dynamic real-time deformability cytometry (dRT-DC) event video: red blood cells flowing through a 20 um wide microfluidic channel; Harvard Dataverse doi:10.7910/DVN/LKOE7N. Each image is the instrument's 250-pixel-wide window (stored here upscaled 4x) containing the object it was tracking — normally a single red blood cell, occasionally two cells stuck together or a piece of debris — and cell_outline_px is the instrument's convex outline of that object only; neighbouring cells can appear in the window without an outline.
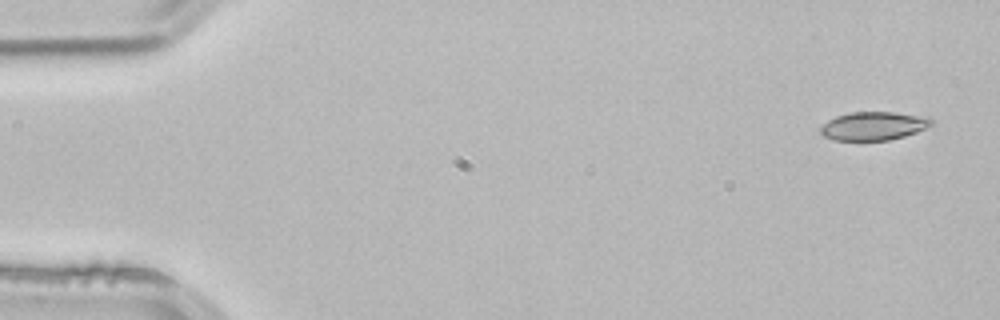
{"species": "common noctule bat (a hibernating species)", "species_latin": "Nyctalus noctula", "temperature_condition": "room temperature", "stored_images_in_passage": 4, "camera_frame_rate_fps": 3000, "um_per_image_px": 0.085, "animal": {"sex": "male", "body_mass_g": 21.5, "forearm_length_mm": 52.0}, "frame": {"image": 1, "passage_image": 1, "time_ms": 0.0, "image_size_px": [1000, 320], "cell_outline_px": [[932, 124], [916, 132], [904, 136], [888, 140], [832, 140], [824, 136], [820, 132], [820, 128], [828, 120], [836, 116], [852, 112], [896, 112], [928, 116], [932, 120]], "centroid_in_image_um": [74.25, 10.7], "position_along_channel_um": 10.7, "area_um2": 18.32}}
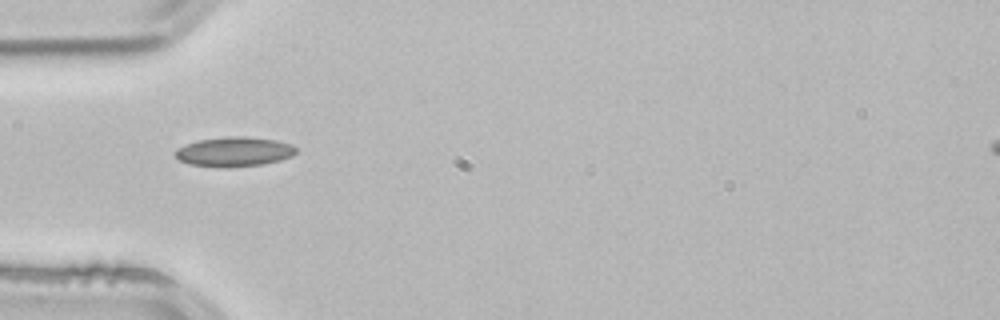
{"frame": {"image": 2, "passage_image": 4, "time_ms": 1.0, "image_size_px": [1000, 320], "cell_outline_px": [[296, 152], [292, 156], [280, 160], [264, 164], [188, 164], [180, 160], [172, 152], [176, 148], [200, 140], [228, 136], [244, 136], [276, 140], [292, 144], [296, 148]], "centroid_in_image_um": [19.94, 12.84], "position_along_channel_um": 65.1, "area_um2": 19.83}}